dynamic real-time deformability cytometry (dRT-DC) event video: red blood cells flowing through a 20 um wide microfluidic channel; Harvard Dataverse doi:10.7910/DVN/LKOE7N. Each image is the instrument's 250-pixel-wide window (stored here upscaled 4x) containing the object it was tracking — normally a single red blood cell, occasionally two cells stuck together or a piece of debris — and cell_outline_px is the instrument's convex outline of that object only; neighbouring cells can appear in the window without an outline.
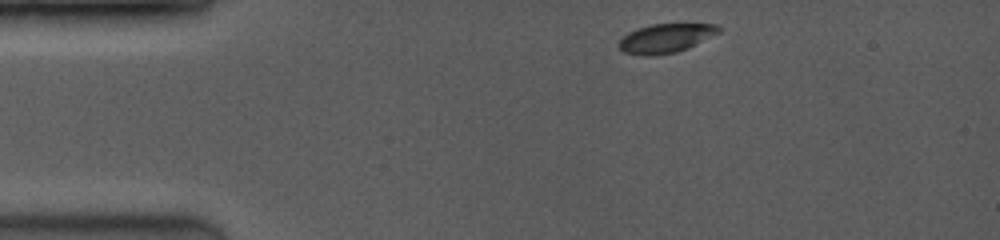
{"species": "common noctule bat (a hibernating species)", "species_latin": "Nyctalus noctula", "temperature_condition": "room temperature", "stored_images_in_passage": 16, "camera_frame_rate_fps": 3500, "um_per_image_px": 0.085, "animal": {"sex": "female", "body_mass_g": 19.0, "forearm_length_mm": 53.3}, "frame": {"image": 1, "passage_image": 1, "time_ms": 0.0, "image_size_px": [1000, 240], "cell_outline_px": [[724, 28], [720, 32], [688, 48], [676, 52], [652, 56], [644, 56], [624, 52], [616, 44], [628, 32], [636, 28], [652, 24], [716, 24]], "centroid_in_image_um": [56.59, 3.25], "position_along_channel_um": 28.4, "area_um2": 16.99}}